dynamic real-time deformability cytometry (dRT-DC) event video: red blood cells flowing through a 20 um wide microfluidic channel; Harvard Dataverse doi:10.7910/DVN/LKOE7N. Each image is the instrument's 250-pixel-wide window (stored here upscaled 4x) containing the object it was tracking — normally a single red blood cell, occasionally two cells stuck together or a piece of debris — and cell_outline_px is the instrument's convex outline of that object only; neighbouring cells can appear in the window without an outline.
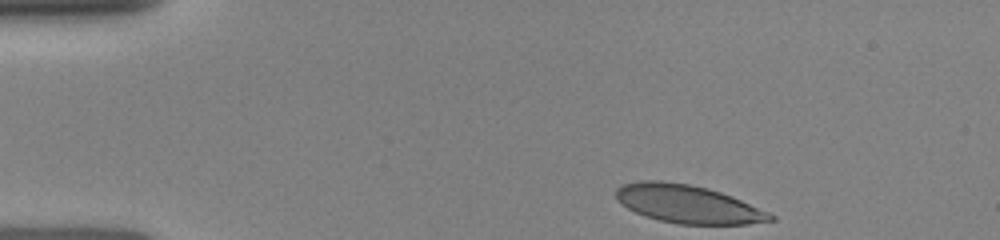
{"species": "human", "species_latin": "Homo sapiens", "temperature_condition": "room temperature", "stored_images_in_passage": 13, "camera_frame_rate_fps": 3000, "um_per_image_px": 0.085, "donor": {"sex": "female"}, "frame": {"image": 1, "passage_image": 1, "time_ms": 0.0, "image_size_px": [1000, 240], "cell_outline_px": [[776, 220], [748, 224], [680, 224], [660, 220], [644, 216], [620, 204], [616, 200], [616, 188], [624, 184], [640, 180], [664, 180], [688, 184], [708, 188], [732, 196], [768, 212], [776, 216]], "centroid_in_image_um": [58.45, 17.34], "position_along_channel_um": 26.6, "area_um2": 34.33}}
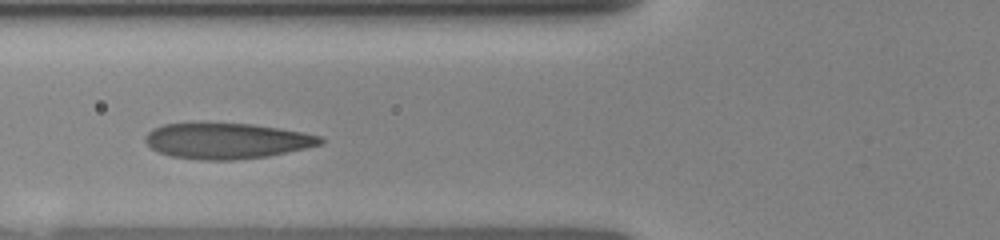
{"frame": {"image": 2, "passage_image": 8, "time_ms": 3.667, "image_size_px": [1000, 240], "cell_outline_px": [[324, 144], [268, 156], [240, 160], [200, 160], [168, 156], [152, 148], [144, 140], [144, 136], [152, 128], [164, 124], [252, 124], [280, 128], [304, 132], [320, 136], [324, 140]], "centroid_in_image_um": [19.29, 11.99], "position_along_channel_um": 106.5, "area_um2": 36.41}}
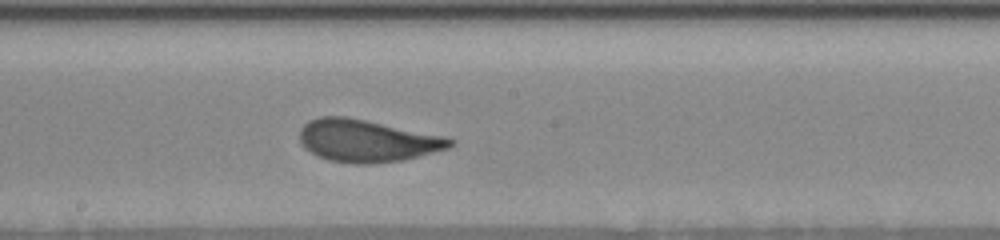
{"frame": {"image": 3, "passage_image": 13, "time_ms": 6.333, "image_size_px": [1000, 240], "cell_outline_px": [[456, 144], [448, 148], [400, 160], [368, 164], [352, 164], [328, 160], [316, 156], [304, 148], [300, 140], [300, 128], [308, 120], [320, 116], [348, 116], [448, 136], [456, 140]], "centroid_in_image_um": [31.2, 11.94], "position_along_channel_um": 217.0, "area_um2": 37.51}}